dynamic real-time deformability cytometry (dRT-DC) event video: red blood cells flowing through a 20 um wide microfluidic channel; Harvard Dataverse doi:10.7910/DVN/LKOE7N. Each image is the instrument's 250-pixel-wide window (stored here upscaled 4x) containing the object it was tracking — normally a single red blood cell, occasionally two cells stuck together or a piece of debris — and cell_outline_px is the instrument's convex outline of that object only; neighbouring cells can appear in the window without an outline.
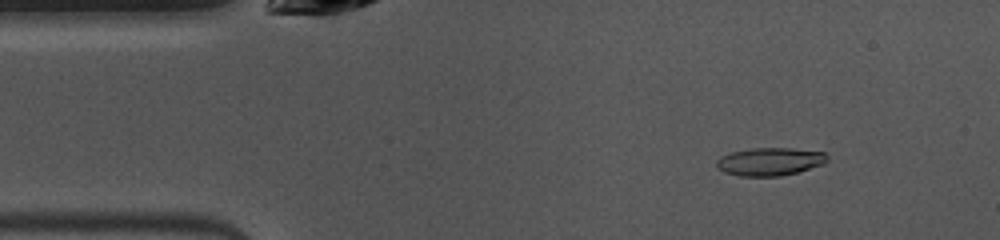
{"species": "common noctule bat (a hibernating species)", "species_latin": "Nyctalus noctula", "temperature_condition": "warm", "stored_images_in_passage": 13, "camera_frame_rate_fps": 3000, "um_per_image_px": 0.085, "animal": {"sex": "female", "body_mass_g": 10.0, "forearm_length_mm": 53.1}, "frame": {"image": 1, "passage_image": 3, "time_ms": 0.667, "image_size_px": [1000, 240], "cell_outline_px": [[828, 160], [824, 164], [796, 172], [780, 176], [740, 176], [724, 172], [716, 168], [716, 160], [720, 156], [732, 152], [752, 148], [792, 148], [824, 152], [828, 156]], "centroid_in_image_um": [65.42, 13.73], "position_along_channel_um": 19.6, "area_um2": 18.09}}
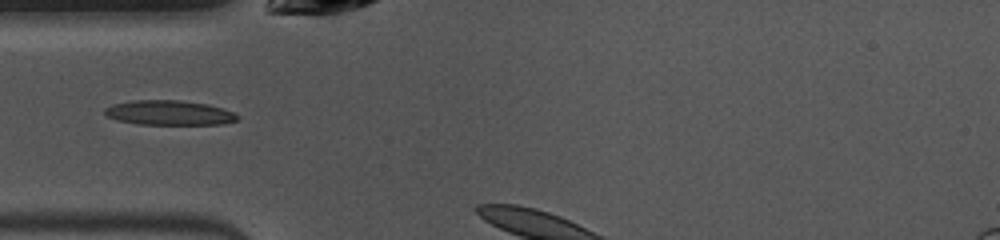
{"frame": {"image": 2, "passage_image": 11, "time_ms": 3.333, "image_size_px": [1000, 240], "cell_outline_px": [[240, 116], [236, 120], [224, 124], [136, 124], [116, 120], [108, 116], [104, 112], [104, 108], [112, 104], [132, 100], [180, 100], [208, 104], [224, 108]], "centroid_in_image_um": [14.37, 9.58], "position_along_channel_um": 70.6, "area_um2": 19.19}}